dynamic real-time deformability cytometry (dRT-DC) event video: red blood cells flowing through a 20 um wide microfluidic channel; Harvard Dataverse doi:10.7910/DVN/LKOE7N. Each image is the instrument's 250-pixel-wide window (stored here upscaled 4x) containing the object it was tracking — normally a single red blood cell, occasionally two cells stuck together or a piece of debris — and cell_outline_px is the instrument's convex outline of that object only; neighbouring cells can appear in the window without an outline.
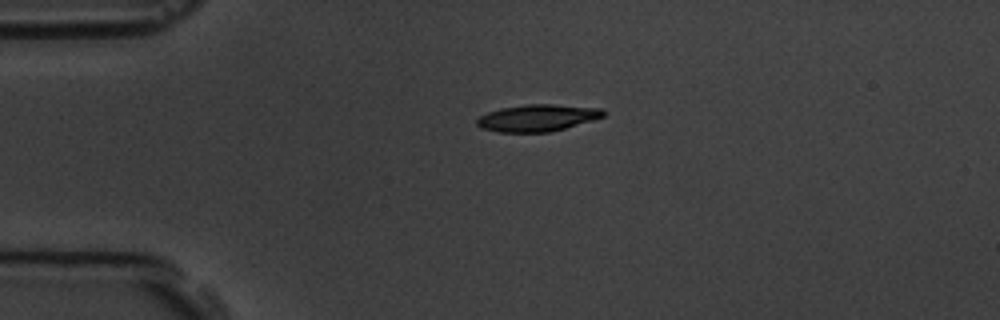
{"species": "common noctule bat (a hibernating species)", "species_latin": "Nyctalus noctula", "temperature_condition": "room temperature", "stored_images_in_passage": 3, "camera_frame_rate_fps": 3000, "um_per_image_px": 0.085, "animal": {"sex": "male", "body_mass_g": 19.5, "forearm_length_mm": 54.6}, "frame": {"image": 1, "passage_image": 1, "time_ms": 0.0, "image_size_px": [1000, 320], "cell_outline_px": [[604, 116], [592, 120], [564, 128], [548, 132], [496, 132], [480, 128], [476, 124], [476, 120], [480, 116], [488, 112], [500, 108], [528, 104], [552, 104], [600, 108], [604, 112]], "centroid_in_image_um": [45.62, 10.02], "position_along_channel_um": 39.4, "area_um2": 19.65}}
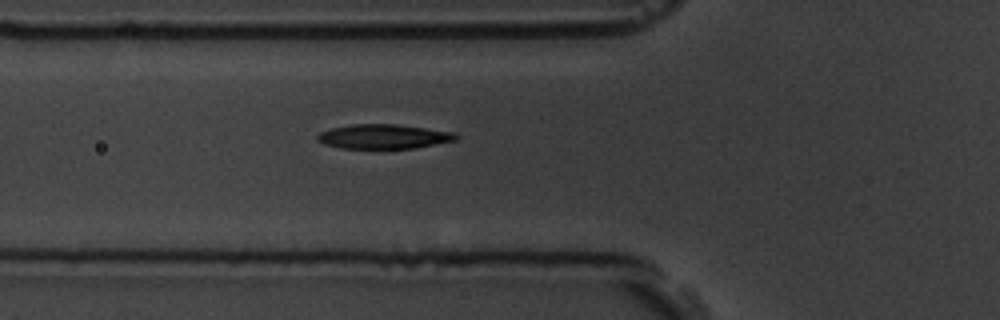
{"frame": {"image": 2, "passage_image": 3, "time_ms": 2.333, "image_size_px": [1000, 320], "cell_outline_px": [[460, 136], [456, 140], [412, 148], [340, 148], [324, 144], [316, 140], [316, 136], [320, 132], [332, 128], [352, 124], [396, 124], [456, 132]], "centroid_in_image_um": [32.6, 11.6], "position_along_channel_um": 93.2, "area_um2": 19.71}}